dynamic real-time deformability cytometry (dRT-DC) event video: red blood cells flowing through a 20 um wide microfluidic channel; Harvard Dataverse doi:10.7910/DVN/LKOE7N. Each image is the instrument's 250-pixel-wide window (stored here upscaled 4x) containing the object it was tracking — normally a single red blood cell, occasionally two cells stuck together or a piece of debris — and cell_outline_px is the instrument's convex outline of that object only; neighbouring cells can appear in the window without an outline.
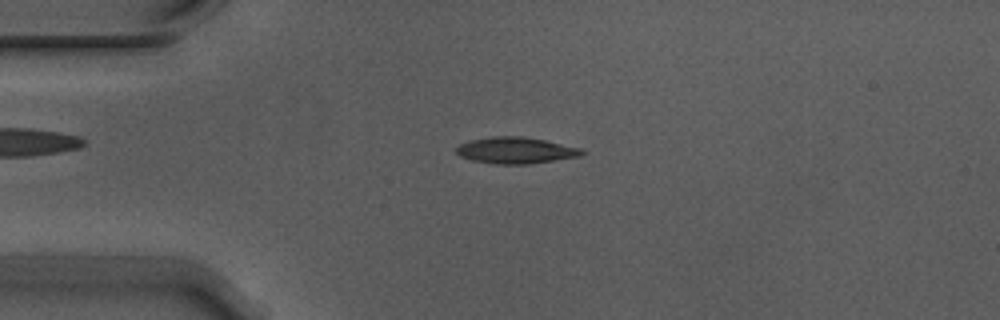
{"species": "Egyptian fruit bat (a non-hibernating species)", "species_latin": "Rousettus aegyptiacus", "temperature_condition": "warm", "stored_images_in_passage": 5, "camera_frame_rate_fps": 3000, "um_per_image_px": 0.085, "animal": {"sex": "male"}, "frame": {"image": 1, "passage_image": 4, "time_ms": 1.0, "image_size_px": [1000, 320], "cell_outline_px": [[588, 152], [580, 156], [528, 164], [496, 164], [472, 160], [460, 156], [456, 152], [456, 148], [460, 144], [472, 140], [492, 136], [524, 136], [544, 140], [580, 148]], "centroid_in_image_um": [43.85, 12.78], "position_along_channel_um": 41.2, "area_um2": 19.19}}